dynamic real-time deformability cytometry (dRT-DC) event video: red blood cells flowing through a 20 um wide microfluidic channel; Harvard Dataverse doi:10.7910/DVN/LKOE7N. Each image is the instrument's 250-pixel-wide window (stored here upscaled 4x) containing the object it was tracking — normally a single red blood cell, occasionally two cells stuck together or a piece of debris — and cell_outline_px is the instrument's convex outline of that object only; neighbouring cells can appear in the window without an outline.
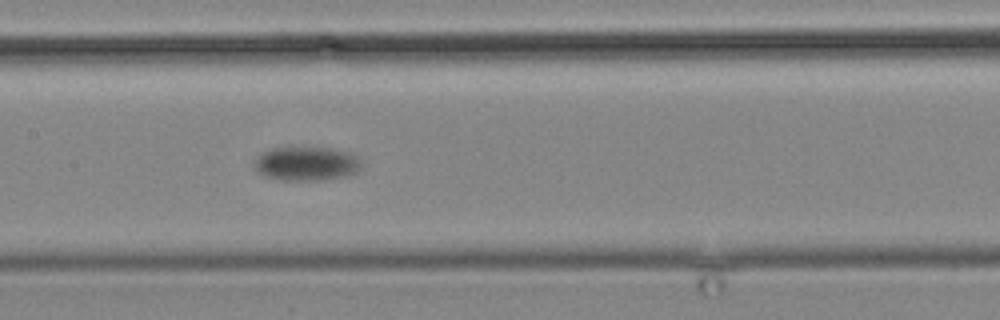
{"species": "common noctule bat (a hibernating species)", "species_latin": "Nyctalus noctula", "temperature_condition": "cold", "stored_images_in_passage": 16, "camera_frame_rate_fps": 3000, "um_per_image_px": 0.085, "animal": {"sex": "male", "body_mass_g": 19.2, "forearm_length_mm": 51.8}, "frame": {"image": 1, "passage_image": 16, "time_ms": 19.667, "image_size_px": [1000, 320], "cell_outline_px": [[360, 168], [356, 172], [348, 176], [320, 180], [280, 180], [264, 176], [256, 172], [252, 168], [252, 160], [260, 152], [272, 148], [332, 148], [352, 152], [360, 160]], "centroid_in_image_um": [25.98, 13.91], "position_along_channel_um": 181.4, "area_um2": 21.68}}